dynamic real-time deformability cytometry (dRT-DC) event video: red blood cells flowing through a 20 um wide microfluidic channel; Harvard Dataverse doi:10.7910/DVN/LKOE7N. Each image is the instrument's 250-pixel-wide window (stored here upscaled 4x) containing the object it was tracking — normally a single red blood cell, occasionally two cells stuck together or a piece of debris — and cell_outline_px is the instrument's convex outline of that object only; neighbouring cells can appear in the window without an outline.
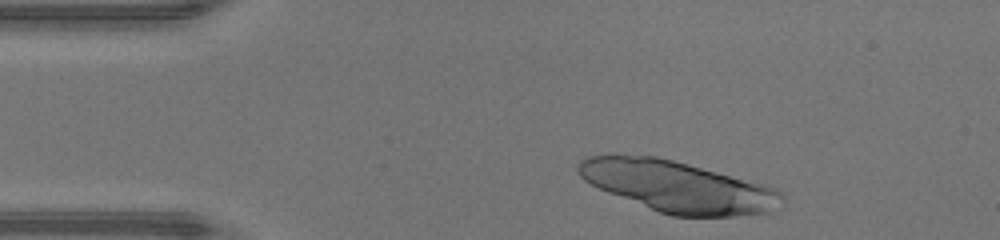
{"species": "human", "species_latin": "Homo sapiens", "temperature_condition": "warm", "stored_images_in_passage": 11, "camera_frame_rate_fps": 3000, "um_per_image_px": 0.085, "donor": {"sex": "male"}, "frame": {"image": 1, "passage_image": 2, "time_ms": 0.333, "image_size_px": [1000, 240], "cell_outline_px": [[784, 200], [768, 212], [736, 216], [672, 216], [660, 212], [608, 192], [584, 180], [580, 176], [576, 168], [580, 160], [588, 156], [608, 152], [616, 152], [656, 156], [672, 160], [764, 184], [776, 188], [784, 196]], "centroid_in_image_um": [57.53, 15.81], "position_along_channel_um": 27.5, "area_um2": 60.75}}